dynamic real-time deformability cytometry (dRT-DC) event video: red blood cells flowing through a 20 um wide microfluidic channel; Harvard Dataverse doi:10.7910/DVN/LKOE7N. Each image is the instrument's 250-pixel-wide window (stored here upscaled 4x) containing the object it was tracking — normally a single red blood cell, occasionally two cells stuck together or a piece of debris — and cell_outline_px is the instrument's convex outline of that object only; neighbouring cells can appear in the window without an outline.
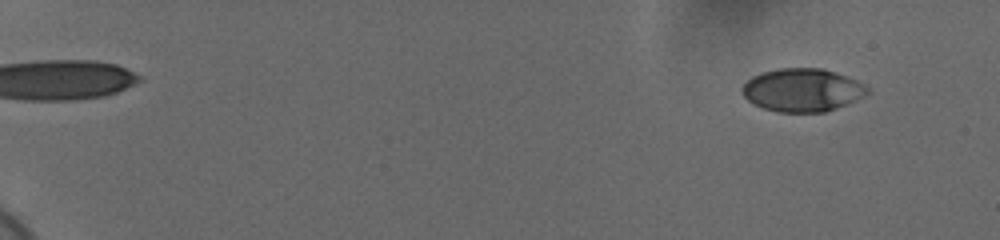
{"species": "human", "species_latin": "Homo sapiens", "temperature_condition": "cold", "stored_images_in_passage": 58, "camera_frame_rate_fps": 3000, "um_per_image_px": 0.085, "donor": {"sex": "female"}, "frame": {"image": 1, "passage_image": 5, "time_ms": 1.333, "image_size_px": [1000, 240], "cell_outline_px": [[872, 92], [848, 104], [824, 112], [776, 112], [752, 104], [740, 92], [740, 88], [752, 76], [764, 72], [780, 68], [824, 68], [848, 76], [864, 84]], "centroid_in_image_um": [68.21, 7.65], "position_along_channel_um": 16.8, "area_um2": 31.73}}
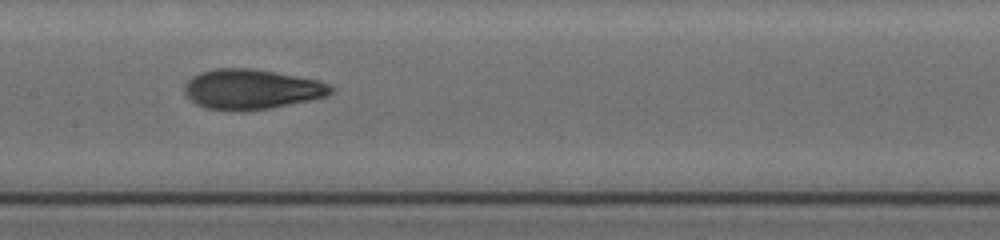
{"frame": {"image": 2, "passage_image": 33, "time_ms": 10.667, "image_size_px": [1000, 240], "cell_outline_px": [[336, 88], [328, 96], [268, 108], [240, 112], [204, 108], [196, 104], [184, 96], [184, 84], [192, 76], [200, 72], [216, 68], [252, 68], [276, 72], [320, 80], [332, 84]], "centroid_in_image_um": [21.37, 7.58], "position_along_channel_um": 186.0, "area_um2": 34.62}}
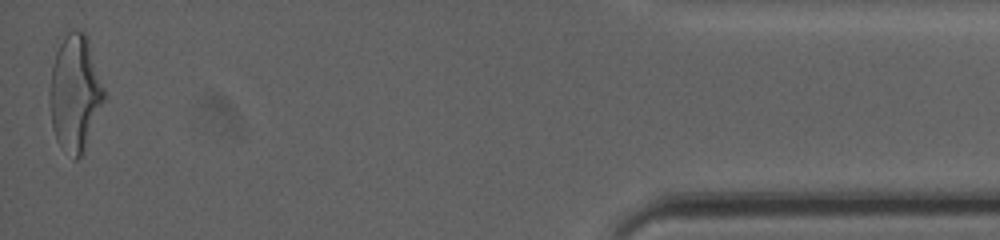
{"frame": {"image": 3, "passage_image": 58, "time_ms": 19.0, "image_size_px": [1000, 240], "cell_outline_px": [[104, 100], [80, 156], [76, 160], [72, 160], [56, 140], [52, 128], [48, 96], [48, 92], [52, 64], [56, 52], [64, 36], [72, 28], [84, 32], [88, 36], [104, 92]], "centroid_in_image_um": [6.32, 7.88], "position_along_channel_um": 428.9, "area_um2": 36.53}, "authors_computed_cell_mechanics": {"area_um2": 33.0038, "velocity_mm_per_s": 3.7023, "shape_relaxation_time_tau1_ms": 5.2495, "shape_relaxation_time_tau2_ms": 1.3084, "deformation_change_tau1": 0.1745, "deformation_change_tau2": 0.0779}}